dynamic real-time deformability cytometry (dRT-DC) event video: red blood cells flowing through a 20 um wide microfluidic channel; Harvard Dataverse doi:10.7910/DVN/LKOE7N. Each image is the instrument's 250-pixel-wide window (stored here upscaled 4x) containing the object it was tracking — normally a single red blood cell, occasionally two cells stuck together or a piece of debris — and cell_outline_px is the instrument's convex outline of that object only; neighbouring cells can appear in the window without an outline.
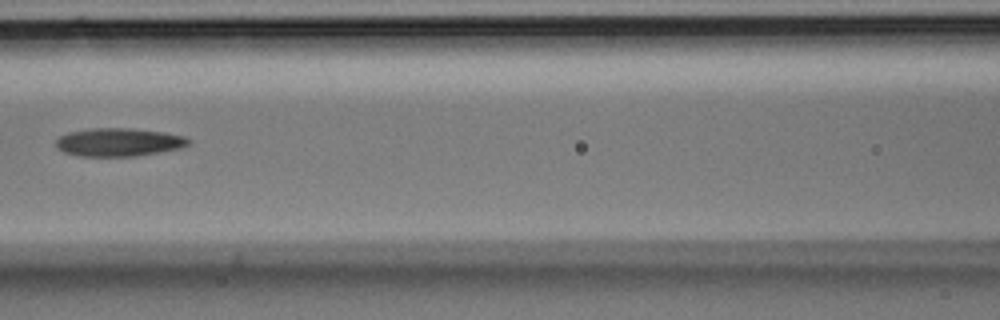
{"species": "Egyptian fruit bat (a non-hibernating species)", "species_latin": "Rousettus aegyptiacus", "temperature_condition": "room temperature", "stored_images_in_passage": 5, "camera_frame_rate_fps": 3000, "um_per_image_px": 0.085, "animal": {"sex": "male"}, "frame": {"image": 1, "passage_image": 5, "time_ms": 1.333, "image_size_px": [1000, 320], "cell_outline_px": [[192, 140], [188, 144], [180, 148], [160, 152], [136, 156], [80, 156], [64, 152], [56, 148], [56, 140], [60, 136], [68, 132], [92, 128], [128, 128], [164, 132], [184, 136]], "centroid_in_image_um": [10.09, 12.08], "position_along_channel_um": 156.5, "area_um2": 21.79}}